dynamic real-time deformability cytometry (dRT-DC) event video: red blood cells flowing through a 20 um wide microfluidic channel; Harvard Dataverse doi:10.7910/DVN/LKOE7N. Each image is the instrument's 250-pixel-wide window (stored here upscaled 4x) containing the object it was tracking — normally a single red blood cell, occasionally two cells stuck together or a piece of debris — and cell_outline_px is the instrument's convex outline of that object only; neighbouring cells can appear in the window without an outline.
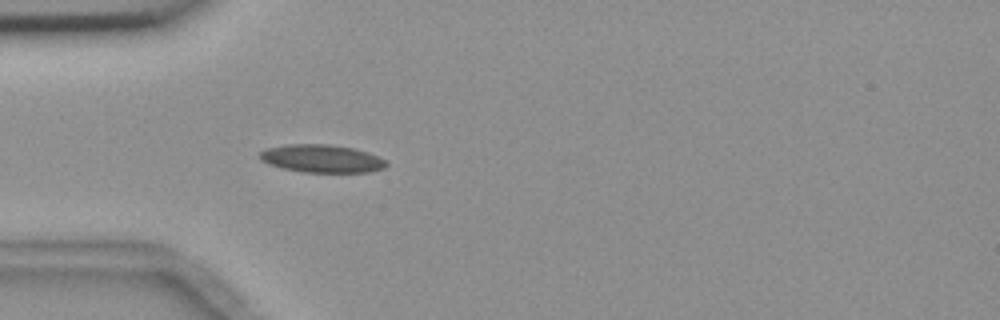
{"species": "common noctule bat (a hibernating species)", "species_latin": "Nyctalus noctula", "temperature_condition": "room temperature", "stored_images_in_passage": 1, "camera_frame_rate_fps": 3000, "um_per_image_px": 0.085, "animal": {"sex": "female", "body_mass_g": 18.4}, "frame": {"image": 1, "passage_image": 1, "time_ms": 0.0, "image_size_px": [1000, 320], "cell_outline_px": [[388, 164], [384, 168], [368, 172], [304, 172], [284, 168], [268, 164], [260, 160], [260, 152], [264, 148], [288, 144], [328, 144], [352, 148], [368, 152], [384, 160]], "centroid_in_image_um": [27.31, 13.47], "position_along_channel_um": 57.7, "area_um2": 20.46}}